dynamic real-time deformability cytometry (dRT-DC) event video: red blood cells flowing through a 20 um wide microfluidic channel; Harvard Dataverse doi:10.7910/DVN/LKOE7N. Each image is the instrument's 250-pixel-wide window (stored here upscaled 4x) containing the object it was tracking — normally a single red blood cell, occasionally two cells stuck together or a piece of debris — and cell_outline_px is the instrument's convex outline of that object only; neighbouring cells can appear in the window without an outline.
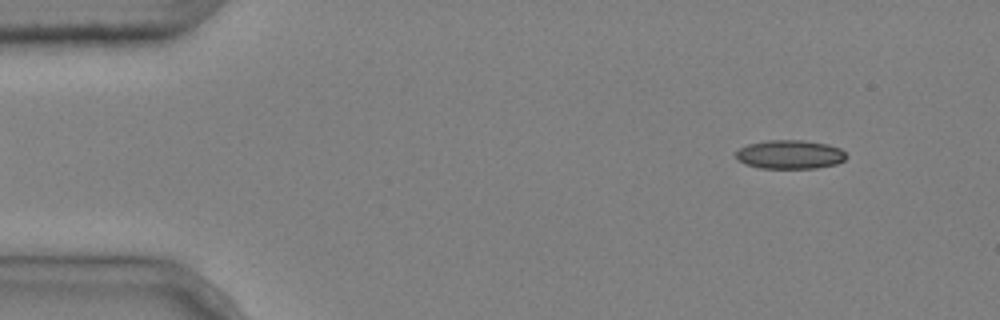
{"species": "common noctule bat (a hibernating species)", "species_latin": "Nyctalus noctula", "temperature_condition": "cold", "stored_images_in_passage": 4, "camera_frame_rate_fps": 3000, "um_per_image_px": 0.085, "animal": {"sex": "male", "body_mass_g": 20.4}, "frame": {"image": 1, "passage_image": 1, "time_ms": 0.0, "image_size_px": [1000, 320], "cell_outline_px": [[848, 156], [844, 160], [836, 164], [816, 168], [760, 168], [744, 164], [736, 156], [736, 152], [740, 148], [748, 144], [764, 140], [804, 140], [828, 144], [840, 148]], "centroid_in_image_um": [67.16, 13.12], "position_along_channel_um": 17.8, "area_um2": 18.61}}
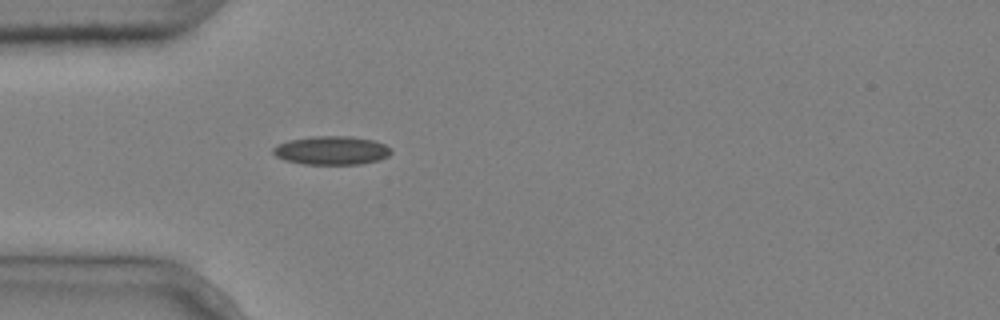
{"frame": {"image": 2, "passage_image": 4, "time_ms": 1.0, "image_size_px": [1000, 320], "cell_outline_px": [[392, 152], [388, 156], [380, 160], [360, 164], [304, 164], [284, 160], [276, 156], [272, 152], [272, 148], [288, 140], [312, 136], [348, 136], [372, 140], [384, 144], [392, 148]], "centroid_in_image_um": [28.19, 12.79], "position_along_channel_um": 56.8, "area_um2": 19.71}}